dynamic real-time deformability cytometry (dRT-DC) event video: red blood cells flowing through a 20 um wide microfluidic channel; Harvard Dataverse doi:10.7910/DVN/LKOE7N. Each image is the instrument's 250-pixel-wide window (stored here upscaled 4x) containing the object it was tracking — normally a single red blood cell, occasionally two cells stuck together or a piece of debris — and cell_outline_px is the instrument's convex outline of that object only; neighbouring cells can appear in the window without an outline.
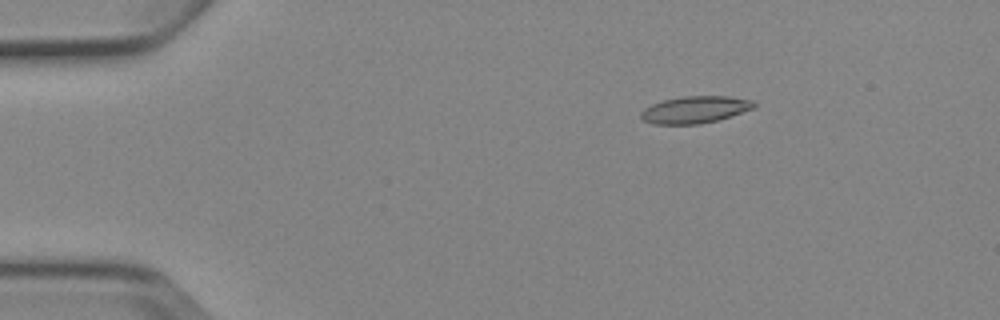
{"species": "Egyptian fruit bat (a non-hibernating species)", "species_latin": "Rousettus aegyptiacus", "temperature_condition": "cold", "stored_images_in_passage": 6, "camera_frame_rate_fps": 3000, "um_per_image_px": 0.085, "animal": {"sex": "female"}, "frame": {"image": 1, "passage_image": 3, "time_ms": 2.0, "image_size_px": [1000, 320], "cell_outline_px": [[756, 108], [716, 120], [700, 124], [652, 124], [644, 120], [640, 116], [640, 112], [644, 108], [652, 104], [664, 100], [684, 96], [728, 96], [752, 100], [756, 104]], "centroid_in_image_um": [59.07, 9.32], "position_along_channel_um": 25.9, "area_um2": 17.74}}
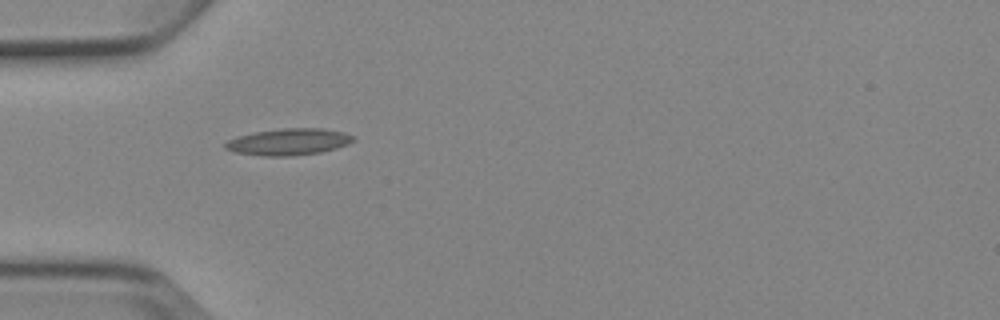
{"frame": {"image": 2, "passage_image": 5, "time_ms": 4.667, "image_size_px": [1000, 320], "cell_outline_px": [[356, 140], [348, 144], [336, 148], [320, 152], [288, 156], [264, 156], [236, 152], [224, 148], [224, 144], [228, 140], [236, 136], [256, 132], [284, 128], [320, 128], [344, 132], [356, 136]], "centroid_in_image_um": [24.56, 12.05], "position_along_channel_um": 60.4, "area_um2": 19.83}}
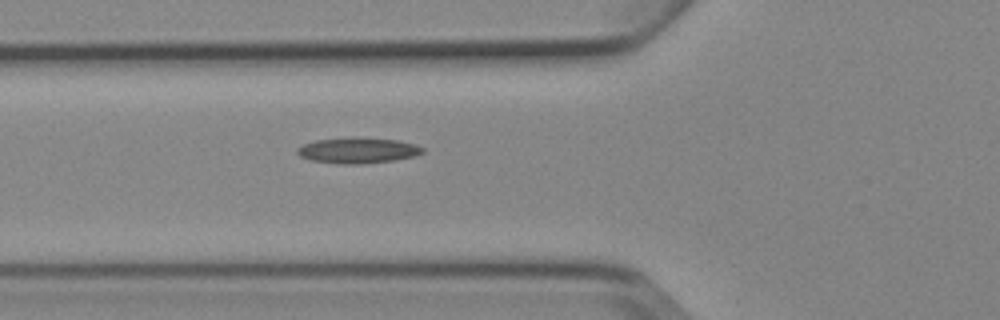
{"frame": {"image": 3, "passage_image": 6, "time_ms": 5.667, "image_size_px": [1000, 320], "cell_outline_px": [[424, 152], [416, 156], [396, 160], [364, 164], [336, 164], [312, 160], [300, 156], [296, 152], [296, 148], [304, 144], [316, 140], [400, 140], [416, 144], [424, 148]], "centroid_in_image_um": [30.46, 12.84], "position_along_channel_um": 95.3, "area_um2": 18.03}}